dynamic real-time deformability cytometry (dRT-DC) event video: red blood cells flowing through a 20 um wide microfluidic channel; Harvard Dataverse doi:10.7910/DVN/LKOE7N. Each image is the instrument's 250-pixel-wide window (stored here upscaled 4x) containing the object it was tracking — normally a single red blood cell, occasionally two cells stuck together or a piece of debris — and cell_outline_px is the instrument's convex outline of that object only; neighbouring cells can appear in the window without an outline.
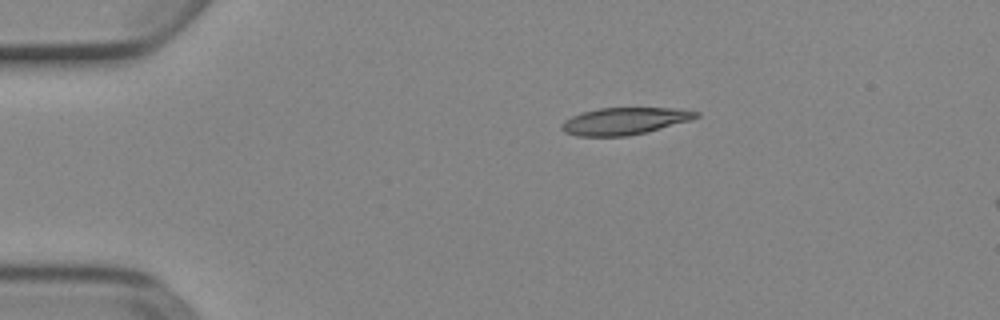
{"species": "Egyptian fruit bat (a non-hibernating species)", "species_latin": "Rousettus aegyptiacus", "temperature_condition": "cold", "stored_images_in_passage": 3, "camera_frame_rate_fps": 3000, "um_per_image_px": 0.085, "animal": {"sex": "female"}, "frame": {"image": 1, "passage_image": 1, "time_ms": 0.0, "image_size_px": [1000, 320], "cell_outline_px": [[700, 116], [692, 120], [628, 136], [576, 136], [564, 132], [560, 128], [560, 124], [564, 120], [580, 112], [600, 108], [676, 108], [700, 112]], "centroid_in_image_um": [53.06, 10.28], "position_along_channel_um": 31.9, "area_um2": 21.27}}